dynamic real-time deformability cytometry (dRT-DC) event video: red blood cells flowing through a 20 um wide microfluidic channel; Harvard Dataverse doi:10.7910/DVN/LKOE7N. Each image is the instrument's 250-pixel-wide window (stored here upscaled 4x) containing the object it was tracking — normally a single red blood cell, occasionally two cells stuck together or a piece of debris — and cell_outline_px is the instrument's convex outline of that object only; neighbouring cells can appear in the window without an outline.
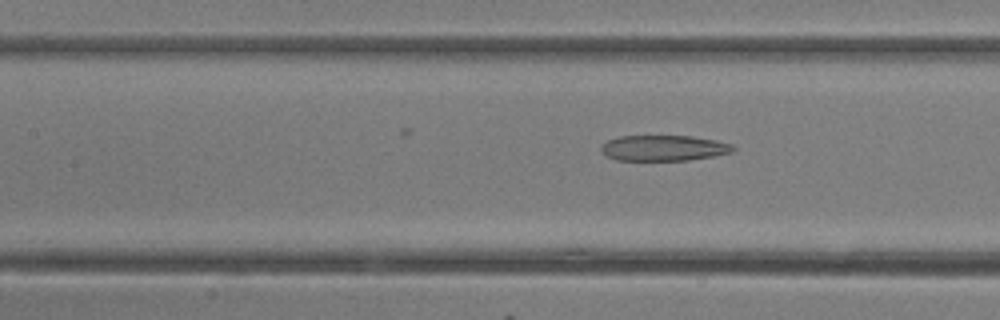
{"species": "common noctule bat (a hibernating species)", "species_latin": "Nyctalus noctula", "temperature_condition": "room temperature", "stored_images_in_passage": 5, "camera_frame_rate_fps": 3000, "um_per_image_px": 0.085, "animal": {"sex": "female"}, "frame": {"image": 1, "passage_image": 5, "time_ms": 1.333, "image_size_px": [1000, 320], "cell_outline_px": [[736, 148], [732, 152], [712, 156], [688, 160], [616, 160], [600, 152], [600, 144], [608, 140], [620, 136], [692, 136], [716, 140], [732, 144]], "centroid_in_image_um": [56.39, 12.58], "position_along_channel_um": 151.0, "area_um2": 19.77}}